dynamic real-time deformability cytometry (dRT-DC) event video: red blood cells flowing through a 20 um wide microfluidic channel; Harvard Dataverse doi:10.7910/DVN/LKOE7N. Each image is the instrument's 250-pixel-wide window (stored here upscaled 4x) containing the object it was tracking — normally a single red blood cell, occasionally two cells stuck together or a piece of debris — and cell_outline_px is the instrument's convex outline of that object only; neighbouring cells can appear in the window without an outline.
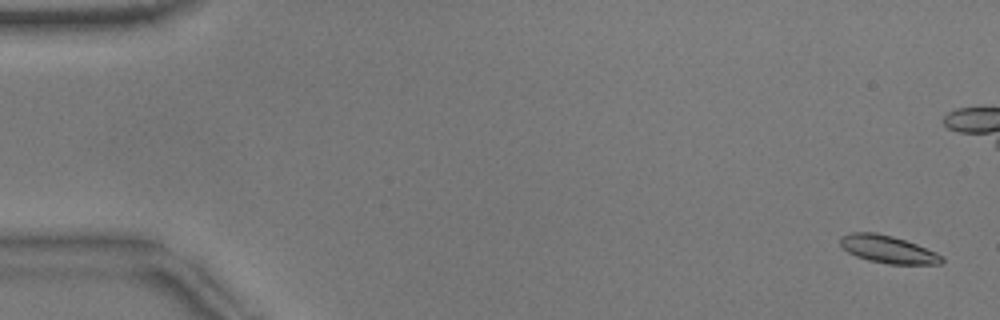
{"species": "common noctule bat (a hibernating species)", "species_latin": "Nyctalus noctula", "temperature_condition": "warm", "stored_images_in_passage": 7, "camera_frame_rate_fps": 3000, "um_per_image_px": 0.085, "animal": {"sex": "male", "body_mass_g": 17.9}, "frame": {"image": 1, "passage_image": 2, "time_ms": 0.333, "image_size_px": [1000, 320], "cell_outline_px": [[944, 260], [940, 264], [888, 264], [868, 260], [856, 256], [848, 252], [840, 244], [840, 236], [852, 232], [876, 232], [892, 236], [916, 244], [936, 252], [944, 256]], "centroid_in_image_um": [75.48, 21.19], "position_along_channel_um": 9.5, "area_um2": 16.3}}